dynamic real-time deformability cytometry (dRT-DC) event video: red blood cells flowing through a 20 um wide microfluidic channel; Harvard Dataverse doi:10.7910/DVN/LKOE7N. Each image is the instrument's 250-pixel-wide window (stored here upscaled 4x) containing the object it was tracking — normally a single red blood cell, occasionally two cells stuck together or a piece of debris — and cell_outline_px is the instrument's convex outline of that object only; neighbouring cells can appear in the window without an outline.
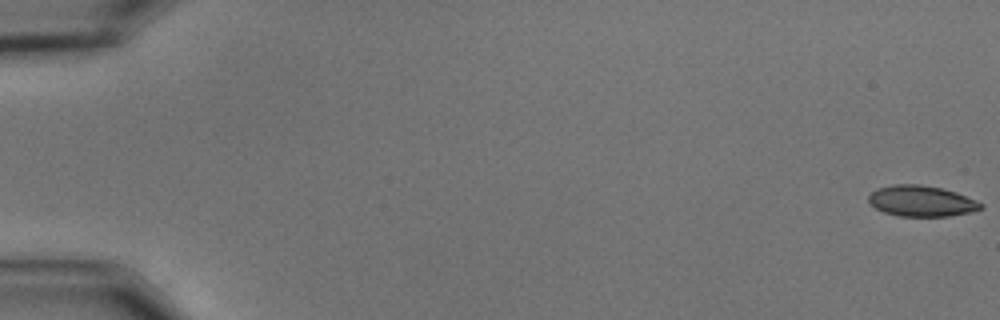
{"species": "common noctule bat (a hibernating species)", "species_latin": "Nyctalus noctula", "temperature_condition": "cold", "stored_images_in_passage": 58, "camera_frame_rate_fps": 3000, "um_per_image_px": 0.085, "animal": {"sex": "male", "body_mass_g": 15.6}, "frame": {"image": 1, "passage_image": 1, "time_ms": 0.0, "image_size_px": [1000, 320], "cell_outline_px": [[984, 208], [972, 212], [948, 216], [900, 216], [884, 212], [876, 208], [868, 200], [868, 196], [876, 188], [892, 184], [920, 184], [940, 188], [956, 192], [976, 200], [984, 204]], "centroid_in_image_um": [78.34, 17.08], "position_along_channel_um": 6.7, "area_um2": 20.23}}
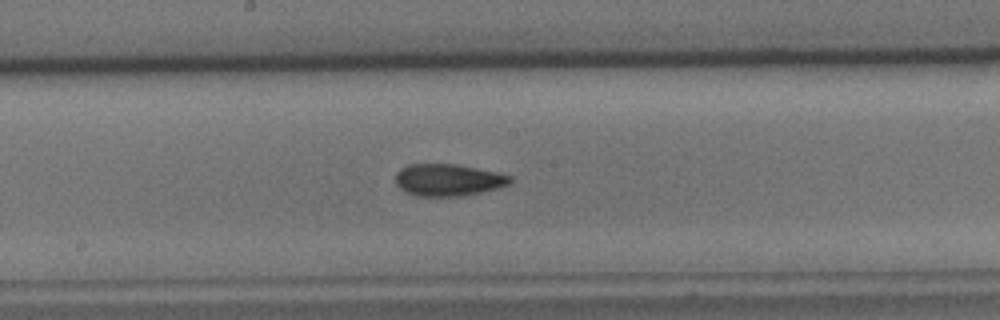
{"frame": {"image": 2, "passage_image": 32, "time_ms": 10.333, "image_size_px": [1000, 320], "cell_outline_px": [[512, 180], [508, 184], [500, 188], [464, 196], [416, 196], [400, 188], [396, 184], [396, 172], [400, 168], [408, 164], [456, 164], [496, 172], [512, 176]], "centroid_in_image_um": [38.1, 15.3], "position_along_channel_um": 210.1, "area_um2": 21.44}}
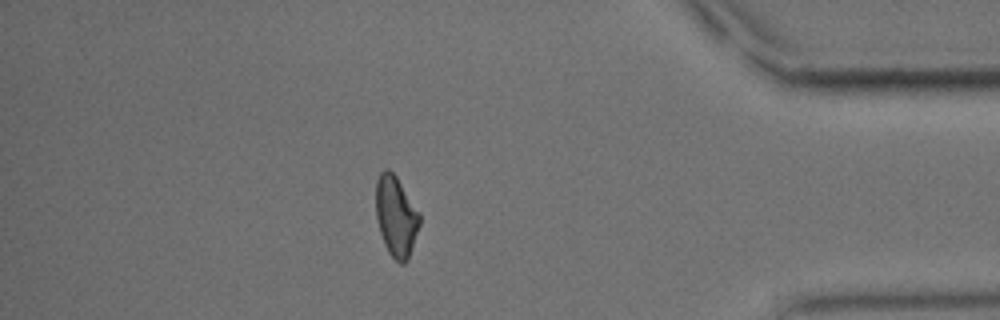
{"frame": {"image": 3, "passage_image": 51, "time_ms": 16.667, "image_size_px": [1000, 320], "cell_outline_px": [[420, 224], [408, 260], [404, 264], [400, 264], [388, 252], [384, 244], [380, 232], [376, 216], [376, 180], [380, 172], [384, 168], [388, 168], [396, 176], [420, 212]], "centroid_in_image_um": [33.66, 18.37], "position_along_channel_um": 401.5, "area_um2": 20.63}, "authors_computed_cell_mechanics": {"area_um2": 20.8369, "velocity_mm_per_s": 3.5385, "shape_relaxation_time_tau1_ms": 6.6337, "shape_relaxation_time_tau2_ms": 5.3378, "deformation_change_tau1": 0.1404, "deformation_change_tau2": 0.1098}}